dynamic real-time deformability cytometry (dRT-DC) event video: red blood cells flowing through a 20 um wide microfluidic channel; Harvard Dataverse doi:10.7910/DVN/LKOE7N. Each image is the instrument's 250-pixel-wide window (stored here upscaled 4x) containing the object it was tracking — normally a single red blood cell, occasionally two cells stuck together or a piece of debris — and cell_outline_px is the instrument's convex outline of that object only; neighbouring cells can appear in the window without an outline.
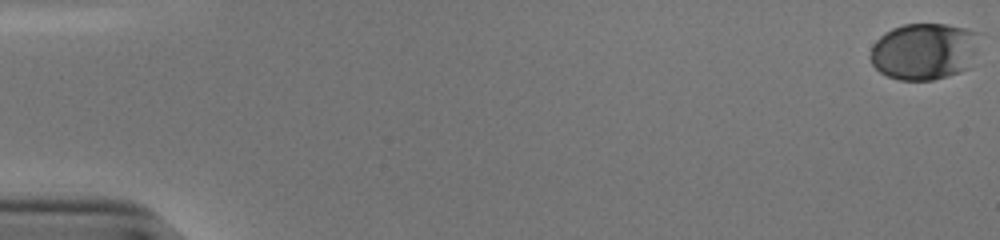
{"species": "human", "species_latin": "Homo sapiens", "temperature_condition": "cold", "stored_images_in_passage": 45, "camera_frame_rate_fps": 3000, "um_per_image_px": 0.085, "donor": {"sex": "male"}, "frame": {"image": 1, "passage_image": 1, "time_ms": 0.0, "image_size_px": [1000, 240], "cell_outline_px": [[976, 52], [968, 68], [960, 72], [948, 76], [932, 80], [900, 80], [888, 76], [880, 72], [872, 64], [868, 56], [872, 44], [884, 32], [892, 28], [904, 24], [944, 24], [964, 28], [976, 32]], "centroid_in_image_um": [78.49, 4.37], "position_along_channel_um": 6.5, "area_um2": 36.13}}
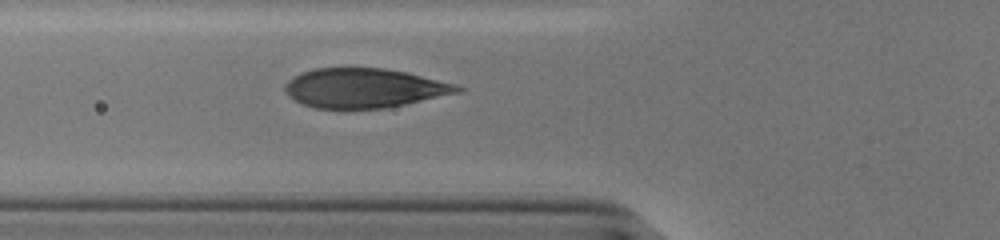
{"frame": {"image": 2, "passage_image": 22, "time_ms": 7.0, "image_size_px": [1000, 240], "cell_outline_px": [[468, 88], [464, 92], [384, 108], [316, 108], [304, 104], [288, 96], [284, 92], [284, 84], [288, 80], [300, 72], [316, 68], [384, 68], [408, 72], [456, 84]], "centroid_in_image_um": [31.0, 7.47], "position_along_channel_um": 94.8, "area_um2": 39.82}}
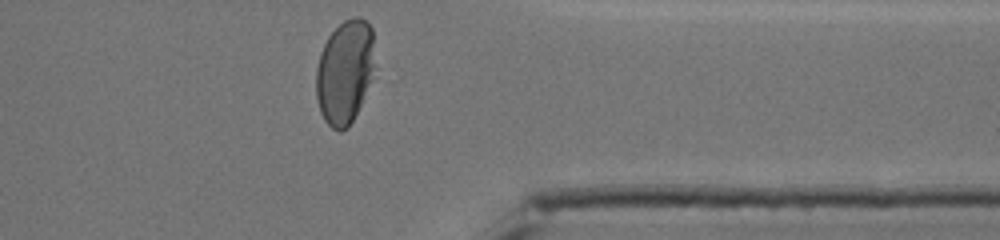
{"frame": {"image": 3, "passage_image": 45, "time_ms": 14.667, "image_size_px": [1000, 240], "cell_outline_px": [[372, 80], [348, 128], [340, 132], [332, 128], [324, 120], [320, 112], [316, 96], [316, 68], [320, 52], [328, 36], [344, 20], [352, 16], [360, 16], [372, 28]], "centroid_in_image_um": [29.27, 6.12], "position_along_channel_um": 382.1, "area_um2": 35.2}}